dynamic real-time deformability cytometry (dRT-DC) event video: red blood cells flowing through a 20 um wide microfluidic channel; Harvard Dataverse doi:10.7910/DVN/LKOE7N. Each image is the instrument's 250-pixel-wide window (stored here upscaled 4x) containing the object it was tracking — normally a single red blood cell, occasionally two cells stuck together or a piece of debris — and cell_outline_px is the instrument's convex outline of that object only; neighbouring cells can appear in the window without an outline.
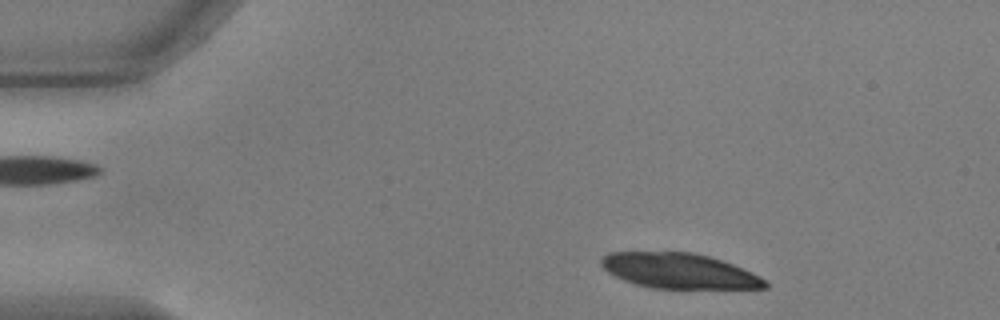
{"species": "common noctule bat (a hibernating species)", "species_latin": "Nyctalus noctula", "temperature_condition": "warm", "stored_images_in_passage": 15, "camera_frame_rate_fps": 3000, "um_per_image_px": 0.085, "animal": {"sex": "male", "body_mass_g": 17.9, "forearm_length_mm": 54.2}, "frame": {"image": 1, "passage_image": 3, "time_ms": 0.667, "image_size_px": [1000, 320], "cell_outline_px": [[768, 288], [652, 288], [636, 284], [624, 280], [608, 272], [600, 264], [600, 260], [608, 252], [692, 252], [708, 256], [732, 264], [752, 272], [760, 276], [768, 284]], "centroid_in_image_um": [57.71, 23.02], "position_along_channel_um": 27.3, "area_um2": 33.35}}